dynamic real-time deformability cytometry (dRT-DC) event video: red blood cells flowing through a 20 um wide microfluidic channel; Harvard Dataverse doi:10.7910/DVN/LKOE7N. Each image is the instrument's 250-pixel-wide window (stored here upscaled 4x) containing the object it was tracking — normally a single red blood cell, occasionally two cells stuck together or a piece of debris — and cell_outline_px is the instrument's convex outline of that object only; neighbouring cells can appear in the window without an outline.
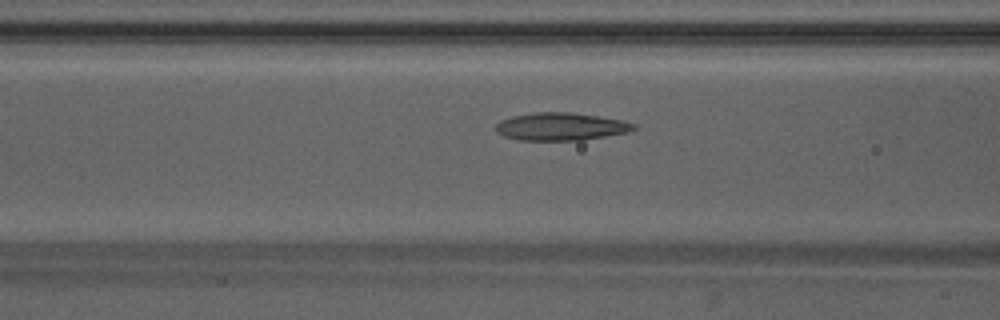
{"species": "Egyptian fruit bat (a non-hibernating species)", "species_latin": "Rousettus aegyptiacus", "temperature_condition": "warm", "stored_images_in_passage": 40, "camera_frame_rate_fps": 3000, "um_per_image_px": 0.085, "animal": {"sex": "male"}, "frame": {"image": 1, "passage_image": 11, "time_ms": 3.333, "image_size_px": [1000, 320], "cell_outline_px": [[636, 128], [628, 132], [584, 140], [520, 140], [504, 136], [496, 132], [496, 124], [500, 120], [512, 116], [536, 112], [572, 112], [624, 120], [636, 124]], "centroid_in_image_um": [47.68, 10.75], "position_along_channel_um": 118.9, "area_um2": 22.37}}
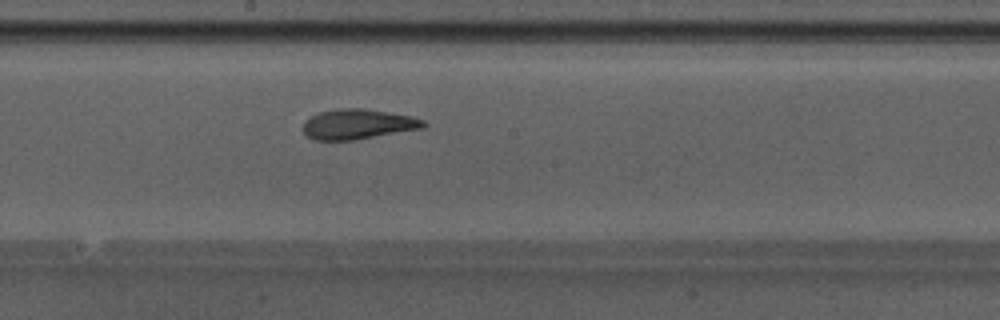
{"frame": {"image": 2, "passage_image": 18, "time_ms": 5.667, "image_size_px": [1000, 320], "cell_outline_px": [[428, 124], [420, 128], [356, 140], [312, 140], [304, 132], [304, 120], [320, 112], [340, 108], [364, 108], [412, 116], [424, 120]], "centroid_in_image_um": [30.41, 10.55], "position_along_channel_um": 217.8, "area_um2": 20.98}}
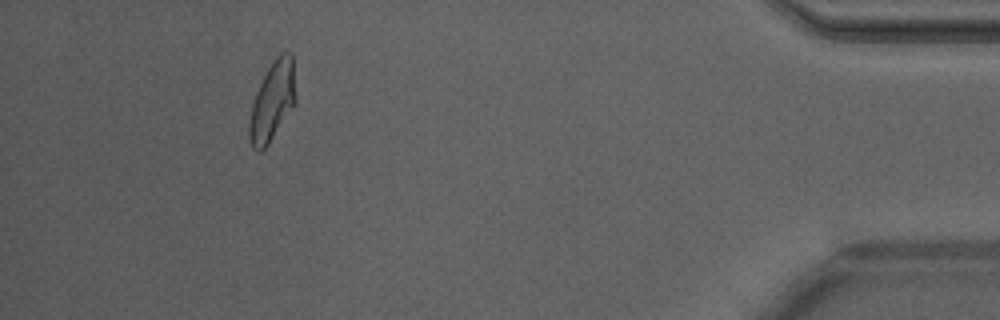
{"frame": {"image": 3, "passage_image": 36, "time_ms": 11.667, "image_size_px": [1000, 320], "cell_outline_px": [[296, 100], [268, 144], [260, 152], [252, 148], [248, 136], [248, 124], [252, 104], [256, 92], [268, 68], [276, 56], [280, 52], [292, 52], [296, 96]], "centroid_in_image_um": [23.14, 8.59], "position_along_channel_um": 412.1, "area_um2": 21.15}, "authors_computed_cell_mechanics": {"area_um2": 21.4438, "velocity_mm_per_s": 4.2359, "shape_relaxation_time_tau1_ms": null, "shape_relaxation_time_tau2_ms": 1.7287, "deformation_change_tau1": null, "deformation_change_tau2": 0.1016}}